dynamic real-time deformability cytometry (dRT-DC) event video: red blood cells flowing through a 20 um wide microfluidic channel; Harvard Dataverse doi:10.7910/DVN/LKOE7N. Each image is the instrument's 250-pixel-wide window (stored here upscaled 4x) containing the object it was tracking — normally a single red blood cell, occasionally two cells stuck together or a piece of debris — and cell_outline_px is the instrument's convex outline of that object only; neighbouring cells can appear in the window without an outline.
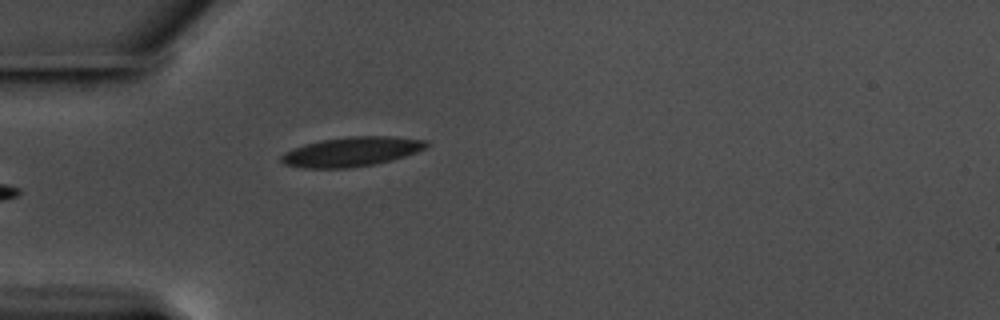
{"species": "common noctule bat (a hibernating species)", "species_latin": "Nyctalus noctula", "temperature_condition": "warm", "stored_images_in_passage": 39, "camera_frame_rate_fps": 3000, "um_per_image_px": 0.085, "animal": {"sex": "male", "body_mass_g": 17.5, "forearm_length_mm": 52.3}, "frame": {"image": 1, "passage_image": 2, "time_ms": 0.333, "image_size_px": [1000, 320], "cell_outline_px": [[428, 144], [424, 148], [416, 152], [392, 160], [376, 164], [348, 168], [304, 168], [284, 164], [280, 160], [280, 156], [284, 152], [292, 148], [304, 144], [324, 140], [348, 136], [396, 136], [428, 140]], "centroid_in_image_um": [29.88, 12.89], "position_along_channel_um": 55.1, "area_um2": 25.03}}
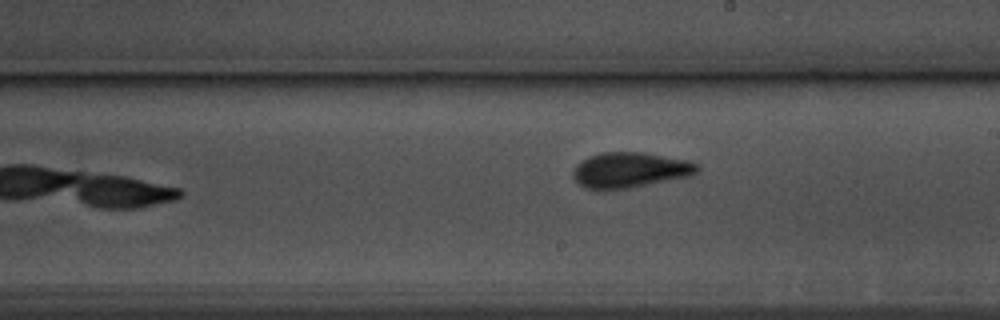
{"frame": {"image": 2, "passage_image": 18, "time_ms": 5.667, "image_size_px": [1000, 320], "cell_outline_px": [[700, 168], [696, 172], [688, 176], [628, 188], [604, 192], [584, 188], [572, 176], [572, 172], [576, 164], [580, 160], [588, 156], [600, 152], [640, 152], [688, 160], [700, 164]], "centroid_in_image_um": [53.48, 14.46], "position_along_channel_um": 235.5, "area_um2": 25.95}}
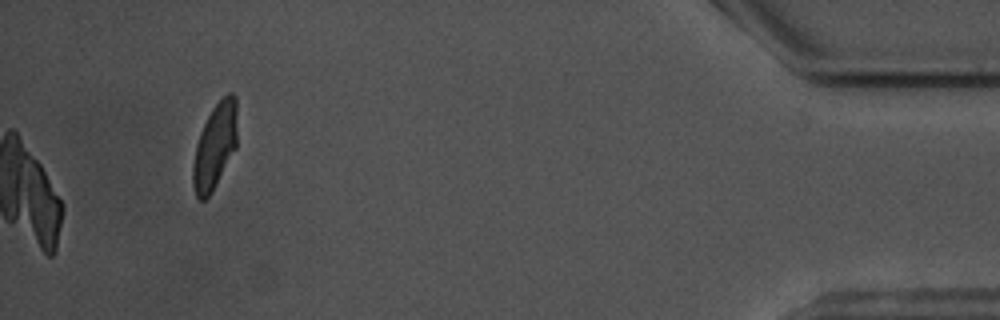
{"frame": {"image": 3, "passage_image": 39, "time_ms": 12.667, "image_size_px": [1000, 320], "cell_outline_px": [[236, 148], [208, 196], [204, 200], [200, 200], [196, 196], [192, 184], [192, 164], [196, 144], [200, 132], [212, 108], [228, 92], [232, 92], [236, 96]], "centroid_in_image_um": [18.24, 12.4], "position_along_channel_um": 417.0, "area_um2": 21.73}, "authors_computed_cell_mechanics": {"area_um2": 24.2182, "velocity_mm_per_s": 3.541, "shape_relaxation_time_tau1_ms": 3.5639, "shape_relaxation_time_tau2_ms": 1.507, "deformation_change_tau1": 0.1368, "deformation_change_tau2": 0.0665}}